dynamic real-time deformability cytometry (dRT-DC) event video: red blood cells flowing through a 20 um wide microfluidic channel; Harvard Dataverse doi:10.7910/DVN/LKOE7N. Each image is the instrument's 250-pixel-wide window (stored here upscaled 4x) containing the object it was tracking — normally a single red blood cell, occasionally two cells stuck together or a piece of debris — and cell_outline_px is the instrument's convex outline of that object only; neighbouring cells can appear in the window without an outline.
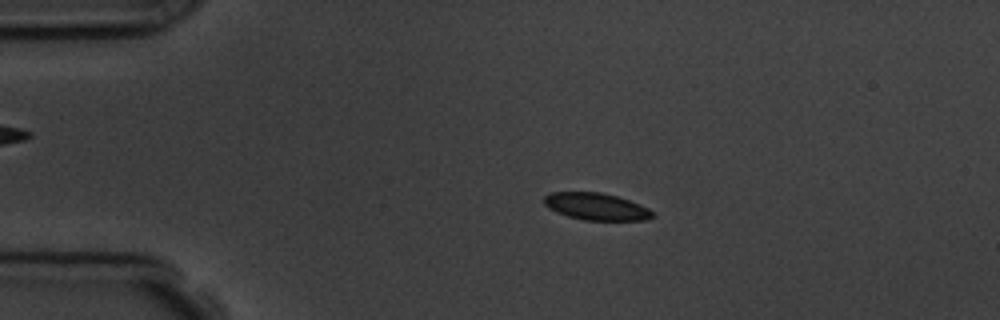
{"species": "common noctule bat (a hibernating species)", "species_latin": "Nyctalus noctula", "temperature_condition": "room temperature", "stored_images_in_passage": 5, "camera_frame_rate_fps": 3000, "um_per_image_px": 0.085, "animal": {"sex": "male", "body_mass_g": 19.5, "forearm_length_mm": 54.6}, "frame": {"image": 1, "passage_image": 3, "time_ms": 2.333, "image_size_px": [1000, 320], "cell_outline_px": [[656, 216], [648, 220], [584, 220], [568, 216], [556, 212], [548, 208], [544, 204], [544, 196], [552, 192], [600, 192], [616, 196], [640, 204], [656, 212]], "centroid_in_image_um": [50.71, 17.56], "position_along_channel_um": 34.3, "area_um2": 17.22}}
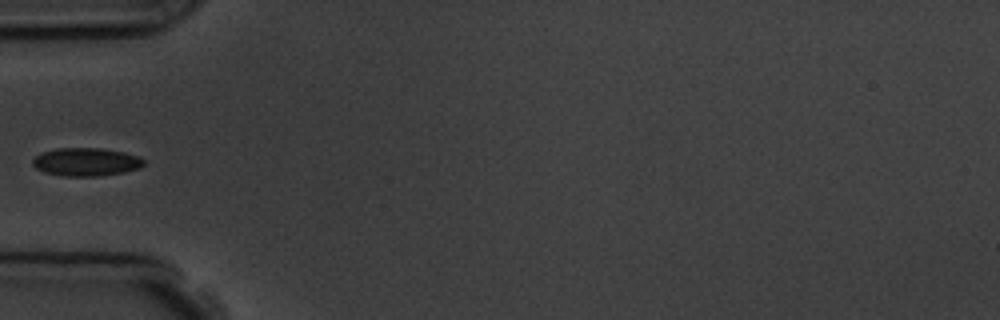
{"frame": {"image": 2, "passage_image": 5, "time_ms": 4.667, "image_size_px": [1000, 320], "cell_outline_px": [[144, 164], [140, 168], [124, 172], [96, 176], [64, 176], [44, 172], [36, 168], [32, 164], [32, 160], [40, 152], [56, 148], [100, 148], [124, 152], [140, 156], [144, 160]], "centroid_in_image_um": [7.31, 13.75], "position_along_channel_um": 77.7, "area_um2": 18.32}}